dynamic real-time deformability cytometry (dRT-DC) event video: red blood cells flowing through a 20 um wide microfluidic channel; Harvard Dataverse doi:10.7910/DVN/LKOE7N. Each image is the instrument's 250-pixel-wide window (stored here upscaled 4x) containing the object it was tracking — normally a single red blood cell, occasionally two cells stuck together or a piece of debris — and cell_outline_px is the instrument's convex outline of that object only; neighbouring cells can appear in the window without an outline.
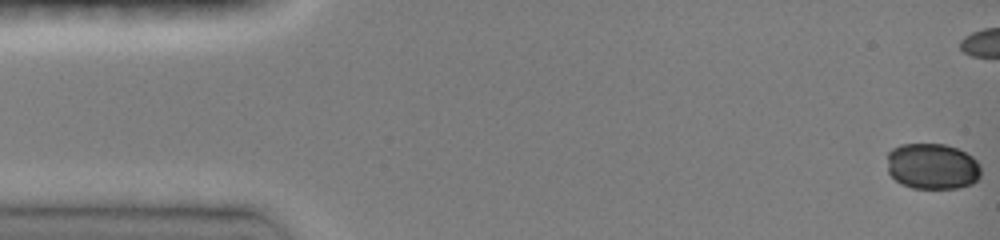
{"species": "common noctule bat (a hibernating species)", "species_latin": "Nyctalus noctula", "temperature_condition": "room temperature", "stored_images_in_passage": 54, "camera_frame_rate_fps": 3000, "um_per_image_px": 0.085, "animal": {"sex": "female", "body_mass_g": 19.0, "forearm_length_mm": 51.5}, "frame": {"image": 1, "passage_image": 1, "time_ms": 0.0, "image_size_px": [1000, 240], "cell_outline_px": [[980, 176], [972, 184], [960, 188], [912, 188], [900, 184], [888, 172], [888, 152], [892, 148], [900, 144], [944, 144], [956, 148], [972, 156], [980, 164]], "centroid_in_image_um": [79.24, 14.14], "position_along_channel_um": 5.8, "area_um2": 25.26}}